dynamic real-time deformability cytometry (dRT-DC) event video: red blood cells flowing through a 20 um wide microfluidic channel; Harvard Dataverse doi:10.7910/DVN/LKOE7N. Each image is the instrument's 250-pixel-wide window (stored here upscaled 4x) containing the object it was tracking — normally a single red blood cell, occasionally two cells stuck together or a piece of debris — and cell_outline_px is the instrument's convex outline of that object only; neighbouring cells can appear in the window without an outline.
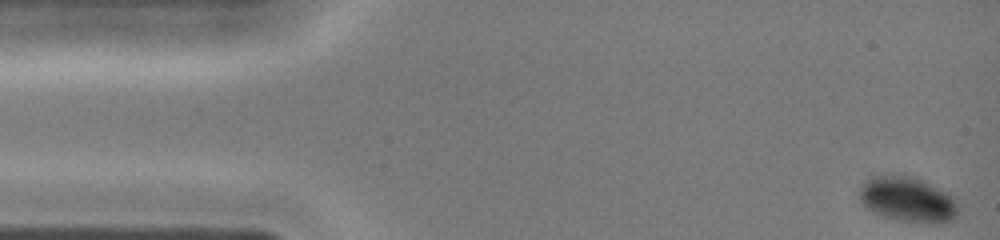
{"species": "common noctule bat (a hibernating species)", "species_latin": "Nyctalus noctula", "temperature_condition": "cold", "stored_images_in_passage": 38, "camera_frame_rate_fps": 3000, "um_per_image_px": 0.085, "animal": {"sex": "female", "body_mass_g": 19.0, "forearm_length_mm": 51.5}, "frame": {"image": 1, "passage_image": 1, "time_ms": 0.0, "image_size_px": [1000, 240], "cell_outline_px": [[960, 212], [956, 220], [940, 224], [932, 224], [896, 220], [872, 212], [860, 200], [860, 188], [872, 176], [884, 172], [916, 176], [956, 196], [960, 208]], "centroid_in_image_um": [77.26, 16.94], "position_along_channel_um": 7.7, "area_um2": 27.22}}
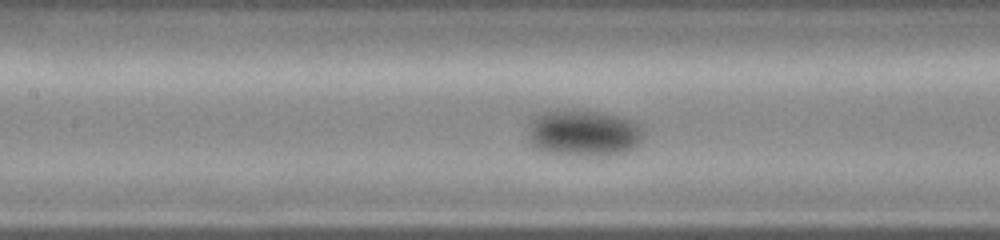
{"frame": {"image": 2, "passage_image": 18, "time_ms": 5.667, "image_size_px": [1000, 240], "cell_outline_px": [[644, 136], [640, 144], [616, 156], [584, 156], [544, 152], [536, 148], [528, 140], [528, 124], [532, 116], [540, 112], [556, 108], [576, 108], [600, 112], [620, 116], [632, 120], [644, 132]], "centroid_in_image_um": [49.55, 11.28], "position_along_channel_um": 157.8, "area_um2": 32.54}}
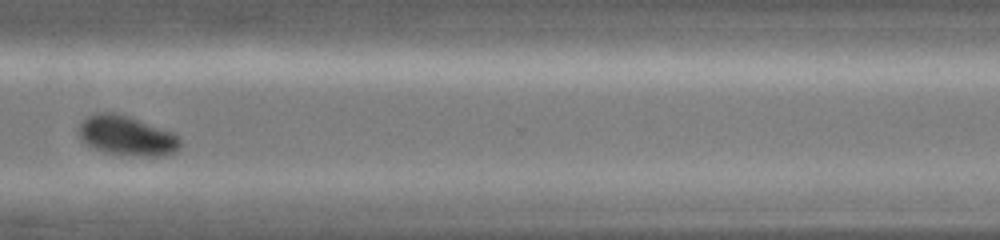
{"frame": {"image": 3, "passage_image": 31, "time_ms": 10.0, "image_size_px": [1000, 240], "cell_outline_px": [[180, 148], [176, 152], [168, 156], [132, 156], [104, 152], [92, 148], [84, 144], [80, 140], [76, 132], [76, 128], [88, 116], [96, 112], [112, 112], [128, 116], [172, 132], [180, 140]], "centroid_in_image_um": [10.72, 11.55], "position_along_channel_um": 359.9, "area_um2": 23.87}}